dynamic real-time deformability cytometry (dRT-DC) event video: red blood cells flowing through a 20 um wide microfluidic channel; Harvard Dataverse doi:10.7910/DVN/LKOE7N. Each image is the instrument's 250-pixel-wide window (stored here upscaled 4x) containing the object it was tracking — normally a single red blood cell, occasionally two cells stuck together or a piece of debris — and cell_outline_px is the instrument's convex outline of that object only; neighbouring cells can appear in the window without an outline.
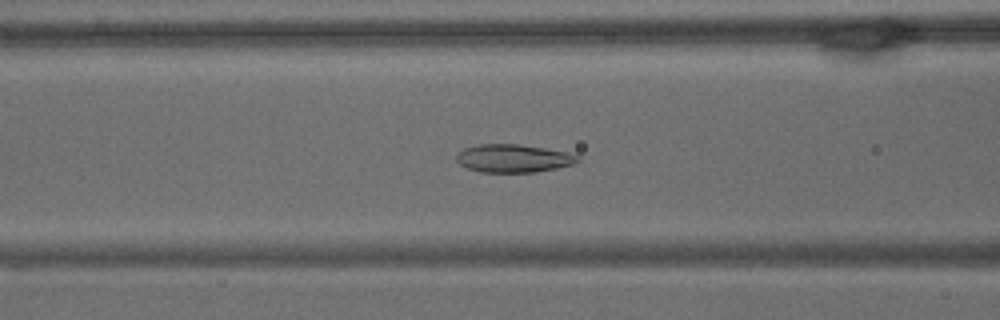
{"species": "common noctule bat (a hibernating species)", "species_latin": "Nyctalus noctula", "temperature_condition": "warm", "stored_images_in_passage": 59, "camera_frame_rate_fps": 3000, "um_per_image_px": 0.085, "animal": {"sex": "male", "body_mass_g": 15.6}, "frame": {"image": 1, "passage_image": 21, "time_ms": 6.667, "image_size_px": [1000, 320], "cell_outline_px": [[580, 160], [572, 164], [556, 168], [536, 172], [480, 172], [468, 168], [460, 164], [456, 160], [456, 152], [464, 148], [480, 144], [520, 144], [568, 152], [580, 156]], "centroid_in_image_um": [43.62, 13.45], "position_along_channel_um": 123.0, "area_um2": 19.88}}
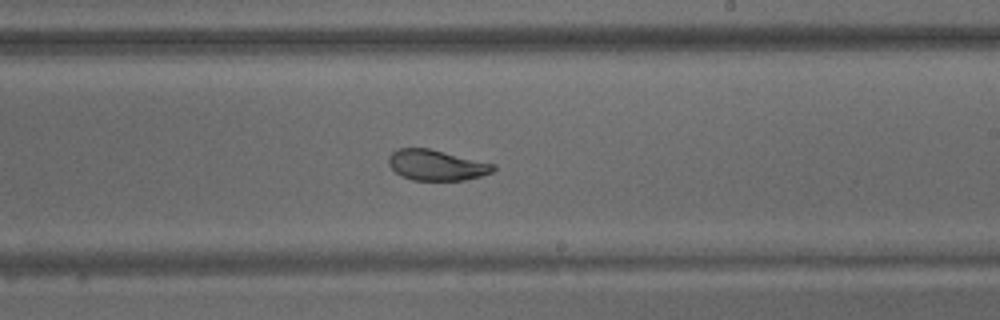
{"frame": {"image": 2, "passage_image": 33, "time_ms": 10.667, "image_size_px": [1000, 320], "cell_outline_px": [[496, 168], [492, 172], [480, 176], [464, 180], [412, 180], [400, 176], [388, 164], [388, 156], [392, 152], [400, 148], [428, 148], [496, 164]], "centroid_in_image_um": [37.09, 14.04], "position_along_channel_um": 251.9, "area_um2": 18.67}}
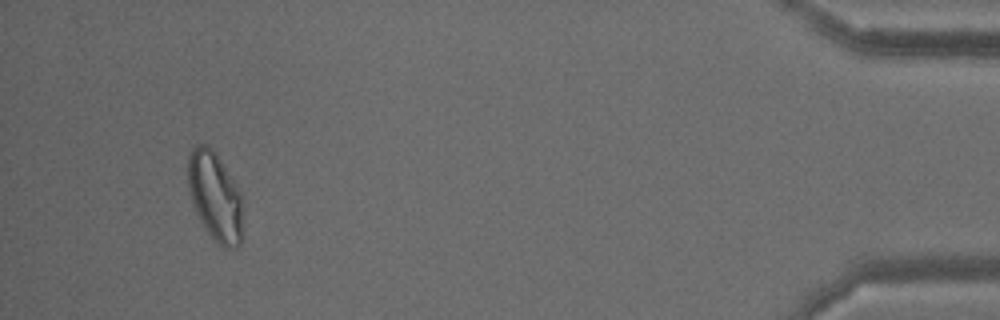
{"frame": {"image": 3, "passage_image": 55, "time_ms": 18.0, "image_size_px": [1000, 320], "cell_outline_px": [[244, 236], [240, 244], [236, 248], [224, 248], [216, 244], [212, 240], [204, 228], [196, 212], [188, 188], [188, 156], [192, 148], [196, 144], [208, 144], [216, 152], [240, 192]], "centroid_in_image_um": [18.29, 16.74], "position_along_channel_um": 416.9, "area_um2": 28.9}, "authors_computed_cell_mechanics": {"area_um2": 23.5246, "velocity_mm_per_s": 3.2271, "shape_relaxation_time_tau1_ms": null, "shape_relaxation_time_tau2_ms": 2.3022, "deformation_change_tau1": null, "deformation_change_tau2": 0.0655}}